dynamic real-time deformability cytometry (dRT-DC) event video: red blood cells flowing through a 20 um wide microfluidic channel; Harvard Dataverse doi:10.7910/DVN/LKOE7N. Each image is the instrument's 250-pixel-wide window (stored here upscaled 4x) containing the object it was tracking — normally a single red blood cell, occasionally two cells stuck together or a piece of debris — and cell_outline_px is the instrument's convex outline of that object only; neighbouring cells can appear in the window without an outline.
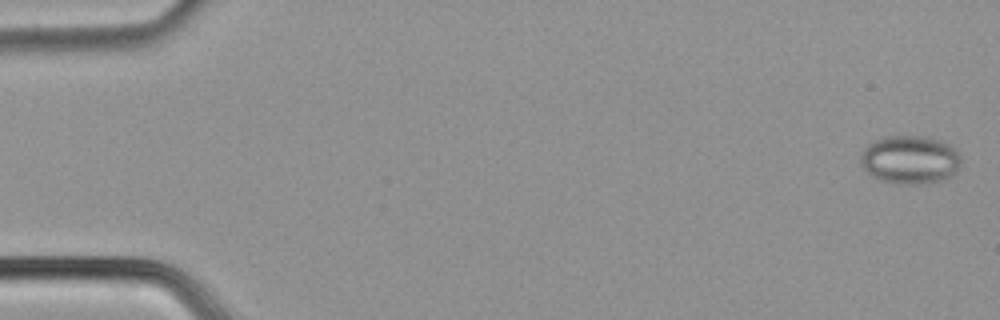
{"species": "common noctule bat (a hibernating species)", "species_latin": "Nyctalus noctula", "temperature_condition": "cold", "stored_images_in_passage": 55, "camera_frame_rate_fps": 3000, "um_per_image_px": 0.085, "animal": {"sex": "male", "body_mass_g": 21.5, "forearm_length_mm": 52.0}, "frame": {"image": 1, "passage_image": 1, "time_ms": 0.0, "image_size_px": [1000, 320], "cell_outline_px": [[960, 164], [956, 172], [952, 176], [944, 180], [924, 184], [896, 184], [880, 180], [872, 176], [860, 164], [860, 152], [872, 140], [884, 136], [924, 136], [940, 140], [948, 144], [960, 156]], "centroid_in_image_um": [77.32, 13.58], "position_along_channel_um": 7.7, "area_um2": 28.67}}
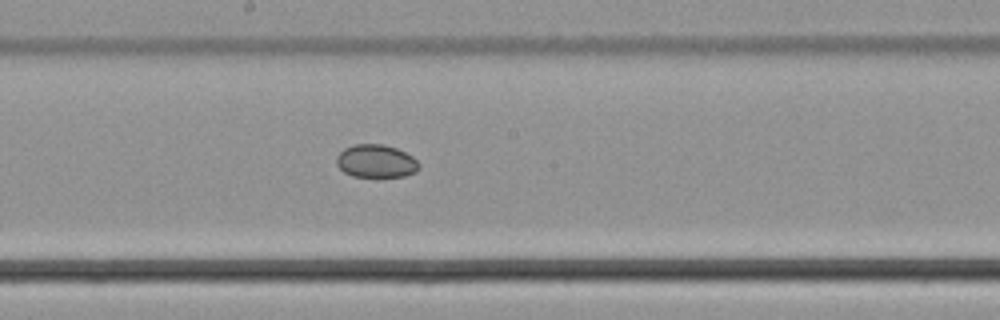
{"frame": {"image": 2, "passage_image": 30, "time_ms": 9.667, "image_size_px": [1000, 320], "cell_outline_px": [[420, 168], [416, 172], [404, 176], [380, 180], [376, 180], [352, 176], [344, 172], [336, 164], [336, 156], [344, 148], [352, 144], [384, 144], [396, 148], [412, 156], [420, 164]], "centroid_in_image_um": [31.96, 13.75], "position_along_channel_um": 216.2, "area_um2": 16.7}}
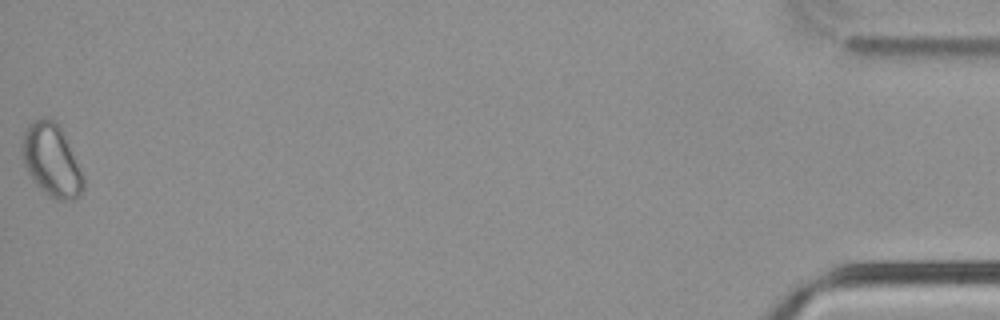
{"frame": {"image": 3, "passage_image": 55, "time_ms": 18.0, "image_size_px": [1000, 320], "cell_outline_px": [[84, 188], [80, 196], [72, 200], [56, 200], [48, 196], [36, 184], [28, 172], [24, 164], [20, 148], [24, 132], [28, 124], [44, 116], [52, 116], [56, 120], [84, 176]], "centroid_in_image_um": [4.37, 13.62], "position_along_channel_um": 430.8, "area_um2": 26.01}, "authors_computed_cell_mechanics": {"area_um2": 20.0566, "velocity_mm_per_s": 3.7711, "shape_relaxation_time_tau1_ms": null, "shape_relaxation_time_tau2_ms": 4.6333, "deformation_change_tau1": null, "deformation_change_tau2": 0.0324}}